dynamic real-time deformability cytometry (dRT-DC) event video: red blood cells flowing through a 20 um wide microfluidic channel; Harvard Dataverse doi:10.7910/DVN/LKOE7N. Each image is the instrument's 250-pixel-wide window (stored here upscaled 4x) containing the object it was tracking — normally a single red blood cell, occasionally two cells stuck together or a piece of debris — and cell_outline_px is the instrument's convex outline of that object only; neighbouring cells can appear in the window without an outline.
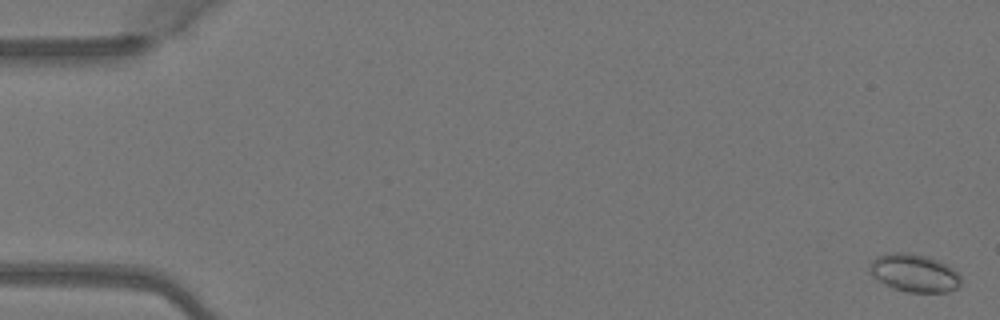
{"species": "Egyptian fruit bat (a non-hibernating species)", "species_latin": "Rousettus aegyptiacus", "temperature_condition": "warm", "stored_images_in_passage": 6, "camera_frame_rate_fps": 3000, "um_per_image_px": 0.085, "animal": {"sex": "female"}, "frame": {"image": 1, "passage_image": 1, "time_ms": 0.0, "image_size_px": [1000, 320], "cell_outline_px": [[960, 284], [956, 288], [948, 292], [908, 292], [892, 288], [884, 284], [872, 276], [868, 272], [868, 268], [872, 260], [876, 256], [892, 252], [908, 252], [928, 256], [948, 264], [960, 272]], "centroid_in_image_um": [77.71, 23.19], "position_along_channel_um": 7.3, "area_um2": 20.58}}